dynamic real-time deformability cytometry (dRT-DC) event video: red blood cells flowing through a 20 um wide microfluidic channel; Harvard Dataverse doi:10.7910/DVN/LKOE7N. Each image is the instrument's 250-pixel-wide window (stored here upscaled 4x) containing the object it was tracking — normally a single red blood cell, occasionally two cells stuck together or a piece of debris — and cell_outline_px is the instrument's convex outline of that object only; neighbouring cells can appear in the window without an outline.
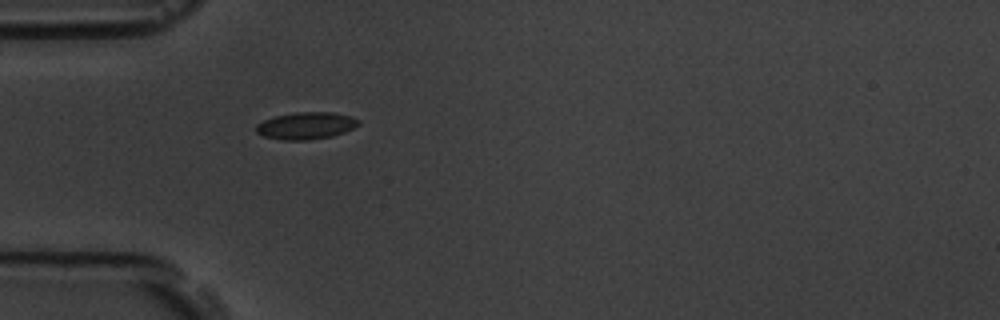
{"species": "common noctule bat (a hibernating species)", "species_latin": "Nyctalus noctula", "temperature_condition": "room temperature", "stored_images_in_passage": 1, "camera_frame_rate_fps": 3000, "um_per_image_px": 0.085, "animal": {"sex": "male", "body_mass_g": 19.5, "forearm_length_mm": 54.6}, "frame": {"image": 1, "passage_image": 1, "time_ms": 0.0, "image_size_px": [1000, 320], "cell_outline_px": [[360, 124], [344, 132], [332, 136], [308, 140], [284, 140], [264, 136], [256, 132], [256, 124], [264, 120], [276, 116], [296, 112], [332, 112], [352, 116], [360, 120]], "centroid_in_image_um": [26.03, 10.68], "position_along_channel_um": 59.0, "area_um2": 16.13}}